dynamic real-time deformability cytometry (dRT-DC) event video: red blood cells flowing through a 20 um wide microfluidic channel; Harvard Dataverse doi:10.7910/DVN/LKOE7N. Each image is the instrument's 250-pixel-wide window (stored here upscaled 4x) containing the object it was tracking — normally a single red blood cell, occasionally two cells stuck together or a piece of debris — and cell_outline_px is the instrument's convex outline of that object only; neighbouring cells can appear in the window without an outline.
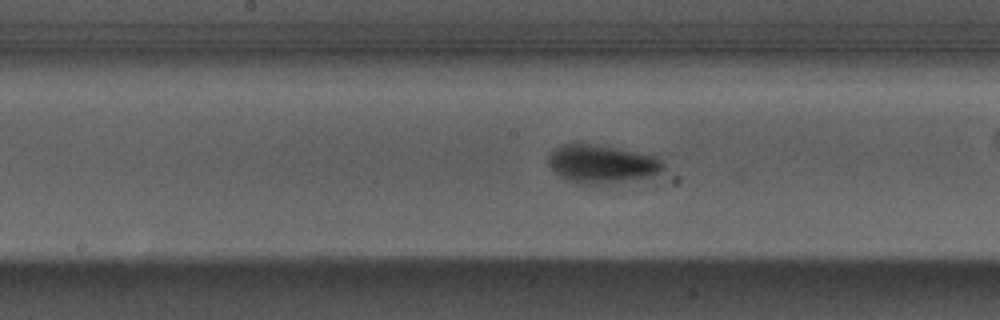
{"species": "Egyptian fruit bat (a non-hibernating species)", "species_latin": "Rousettus aegyptiacus", "temperature_condition": "warm", "stored_images_in_passage": 40, "camera_frame_rate_fps": 3000, "um_per_image_px": 0.085, "animal": {"sex": "male"}, "frame": {"image": 1, "passage_image": 20, "time_ms": 6.333, "image_size_px": [1000, 320], "cell_outline_px": [[664, 168], [660, 172], [652, 176], [600, 184], [580, 184], [568, 180], [560, 176], [548, 164], [548, 156], [560, 144], [576, 140], [656, 156], [664, 164]], "centroid_in_image_um": [51.1, 13.89], "position_along_channel_um": 197.1, "area_um2": 25.78}}
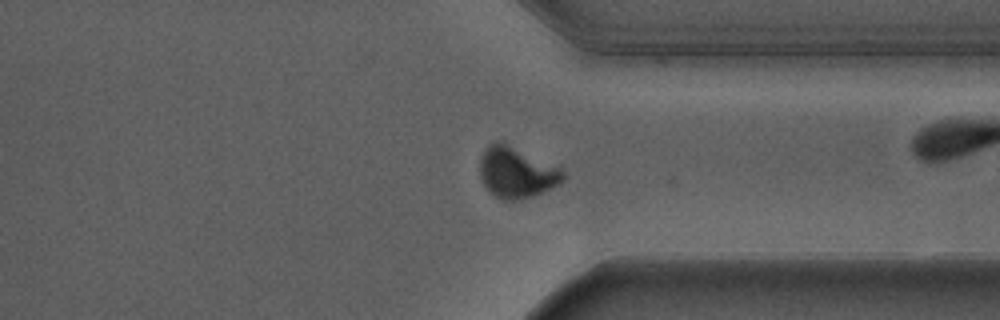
{"frame": {"image": 2, "passage_image": 34, "time_ms": 11.0, "image_size_px": [1000, 320], "cell_outline_px": [[564, 180], [544, 192], [532, 196], [516, 200], [504, 200], [488, 192], [480, 176], [480, 156], [484, 148], [488, 144], [496, 140], [500, 140], [560, 168], [564, 172]], "centroid_in_image_um": [43.86, 14.64], "position_along_channel_um": 367.5, "area_um2": 24.68}, "authors_computed_cell_mechanics": {"area_um2": 24.1604, "velocity_mm_per_s": 3.6907, "shape_relaxation_time_tau1_ms": 2.6488, "shape_relaxation_time_tau2_ms": null, "deformation_change_tau1": 0.1606, "deformation_change_tau2": null}}